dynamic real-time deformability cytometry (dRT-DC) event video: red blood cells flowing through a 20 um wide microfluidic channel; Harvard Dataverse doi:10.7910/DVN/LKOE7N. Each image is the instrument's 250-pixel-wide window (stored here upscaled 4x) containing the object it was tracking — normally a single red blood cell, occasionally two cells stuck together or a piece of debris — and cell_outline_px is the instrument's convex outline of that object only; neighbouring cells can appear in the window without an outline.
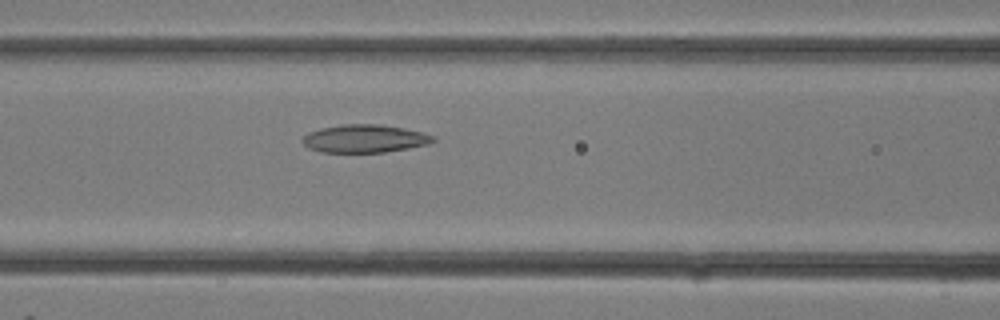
{"species": "common noctule bat (a hibernating species)", "species_latin": "Nyctalus noctula", "temperature_condition": "room temperature", "stored_images_in_passage": 12, "camera_frame_rate_fps": 3000, "um_per_image_px": 0.085, "animal": {"sex": "female"}, "frame": {"image": 1, "passage_image": 6, "time_ms": 1.667, "image_size_px": [1000, 320], "cell_outline_px": [[436, 140], [428, 144], [408, 148], [384, 152], [320, 152], [308, 148], [300, 140], [308, 132], [320, 128], [344, 124], [380, 124], [404, 128], [436, 136]], "centroid_in_image_um": [30.97, 11.78], "position_along_channel_um": 135.6, "area_um2": 21.33}}